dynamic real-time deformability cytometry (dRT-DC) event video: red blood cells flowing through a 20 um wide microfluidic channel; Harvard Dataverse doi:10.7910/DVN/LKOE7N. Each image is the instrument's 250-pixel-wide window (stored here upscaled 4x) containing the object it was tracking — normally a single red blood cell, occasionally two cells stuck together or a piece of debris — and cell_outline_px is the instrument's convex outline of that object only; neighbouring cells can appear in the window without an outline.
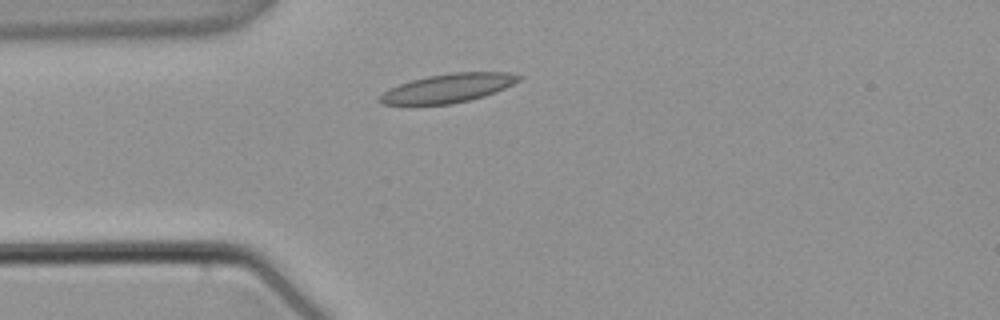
{"species": "common noctule bat (a hibernating species)", "species_latin": "Nyctalus noctula", "temperature_condition": "warm", "stored_images_in_passage": 1, "camera_frame_rate_fps": 3000, "um_per_image_px": 0.085, "animal": {"sex": "male", "body_mass_g": 21.5, "forearm_length_mm": 52.0}, "frame": {"image": 1, "passage_image": 1, "time_ms": 0.0, "image_size_px": [1000, 320], "cell_outline_px": [[524, 76], [520, 80], [496, 92], [484, 96], [452, 104], [380, 104], [376, 100], [388, 88], [412, 80], [428, 76], [452, 72], [508, 72]], "centroid_in_image_um": [38.09, 7.48], "position_along_channel_um": 46.9, "area_um2": 23.24}}